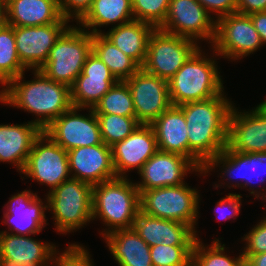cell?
<instances>
[{"mask_svg": "<svg viewBox=\"0 0 266 266\" xmlns=\"http://www.w3.org/2000/svg\"><path fill=\"white\" fill-rule=\"evenodd\" d=\"M225 94L178 106L184 113L189 142V160L199 169L226 146L232 101Z\"/></svg>", "mask_w": 266, "mask_h": 266, "instance_id": "cell-1", "label": "cell"}, {"mask_svg": "<svg viewBox=\"0 0 266 266\" xmlns=\"http://www.w3.org/2000/svg\"><path fill=\"white\" fill-rule=\"evenodd\" d=\"M32 72L33 80H23L22 73L2 88L0 102L35 114L32 122L43 131L73 106L71 92L69 86L51 80L41 70Z\"/></svg>", "mask_w": 266, "mask_h": 266, "instance_id": "cell-2", "label": "cell"}, {"mask_svg": "<svg viewBox=\"0 0 266 266\" xmlns=\"http://www.w3.org/2000/svg\"><path fill=\"white\" fill-rule=\"evenodd\" d=\"M139 211L140 192L127 177L93 185L92 218L108 226L100 232L102 237L114 230L132 228Z\"/></svg>", "mask_w": 266, "mask_h": 266, "instance_id": "cell-3", "label": "cell"}, {"mask_svg": "<svg viewBox=\"0 0 266 266\" xmlns=\"http://www.w3.org/2000/svg\"><path fill=\"white\" fill-rule=\"evenodd\" d=\"M204 54V55H203ZM201 50V46L188 58L184 65L168 80L170 100L173 106L203 101L224 93L217 59Z\"/></svg>", "mask_w": 266, "mask_h": 266, "instance_id": "cell-4", "label": "cell"}, {"mask_svg": "<svg viewBox=\"0 0 266 266\" xmlns=\"http://www.w3.org/2000/svg\"><path fill=\"white\" fill-rule=\"evenodd\" d=\"M45 196L47 208L54 214L55 231L71 233L93 220L92 185L70 178Z\"/></svg>", "mask_w": 266, "mask_h": 266, "instance_id": "cell-5", "label": "cell"}, {"mask_svg": "<svg viewBox=\"0 0 266 266\" xmlns=\"http://www.w3.org/2000/svg\"><path fill=\"white\" fill-rule=\"evenodd\" d=\"M72 26L59 37L39 69L51 80L69 87L82 73L86 58L92 52V34Z\"/></svg>", "mask_w": 266, "mask_h": 266, "instance_id": "cell-6", "label": "cell"}, {"mask_svg": "<svg viewBox=\"0 0 266 266\" xmlns=\"http://www.w3.org/2000/svg\"><path fill=\"white\" fill-rule=\"evenodd\" d=\"M188 184L152 188L140 192V211L153 217L177 221L196 231L199 190Z\"/></svg>", "mask_w": 266, "mask_h": 266, "instance_id": "cell-7", "label": "cell"}, {"mask_svg": "<svg viewBox=\"0 0 266 266\" xmlns=\"http://www.w3.org/2000/svg\"><path fill=\"white\" fill-rule=\"evenodd\" d=\"M197 43L190 38L154 29L148 40L147 56L142 68L168 81L199 48Z\"/></svg>", "mask_w": 266, "mask_h": 266, "instance_id": "cell-8", "label": "cell"}, {"mask_svg": "<svg viewBox=\"0 0 266 266\" xmlns=\"http://www.w3.org/2000/svg\"><path fill=\"white\" fill-rule=\"evenodd\" d=\"M21 174L50 187L49 192L70 179L68 153L45 132L35 139Z\"/></svg>", "mask_w": 266, "mask_h": 266, "instance_id": "cell-9", "label": "cell"}, {"mask_svg": "<svg viewBox=\"0 0 266 266\" xmlns=\"http://www.w3.org/2000/svg\"><path fill=\"white\" fill-rule=\"evenodd\" d=\"M211 46L213 58L215 53L236 61L253 54L263 45L250 16L232 13L216 20V35Z\"/></svg>", "mask_w": 266, "mask_h": 266, "instance_id": "cell-10", "label": "cell"}, {"mask_svg": "<svg viewBox=\"0 0 266 266\" xmlns=\"http://www.w3.org/2000/svg\"><path fill=\"white\" fill-rule=\"evenodd\" d=\"M221 164L222 166H220ZM215 166L222 167V176L224 175L228 178L227 180H229L226 184L228 188L239 187L242 189L249 186L248 191H250L251 195H255L254 197L257 199L262 198V200H266V192L261 193V188L259 190L258 187H255L257 189H255L254 186L252 187V183L254 184L256 178L259 179L262 174H264V177L266 175V152L243 153L232 151L228 146H226L217 156L212 158L204 166V176H206V173L208 174L210 171L214 170ZM238 177L240 178V181L242 180L244 183L238 180L234 181V178L238 179ZM231 180L233 183H230ZM260 181V184L266 183L265 178L260 179Z\"/></svg>", "mask_w": 266, "mask_h": 266, "instance_id": "cell-11", "label": "cell"}, {"mask_svg": "<svg viewBox=\"0 0 266 266\" xmlns=\"http://www.w3.org/2000/svg\"><path fill=\"white\" fill-rule=\"evenodd\" d=\"M84 109H89L87 116L78 113ZM43 132L67 151L103 143L99 121L92 108L72 106L53 120Z\"/></svg>", "mask_w": 266, "mask_h": 266, "instance_id": "cell-12", "label": "cell"}, {"mask_svg": "<svg viewBox=\"0 0 266 266\" xmlns=\"http://www.w3.org/2000/svg\"><path fill=\"white\" fill-rule=\"evenodd\" d=\"M197 0H170L164 23L158 28L166 33L209 40L212 45L216 35V20Z\"/></svg>", "mask_w": 266, "mask_h": 266, "instance_id": "cell-13", "label": "cell"}, {"mask_svg": "<svg viewBox=\"0 0 266 266\" xmlns=\"http://www.w3.org/2000/svg\"><path fill=\"white\" fill-rule=\"evenodd\" d=\"M124 81L130 89L135 116L140 124L151 125L172 106L166 79L154 76L141 67Z\"/></svg>", "mask_w": 266, "mask_h": 266, "instance_id": "cell-14", "label": "cell"}, {"mask_svg": "<svg viewBox=\"0 0 266 266\" xmlns=\"http://www.w3.org/2000/svg\"><path fill=\"white\" fill-rule=\"evenodd\" d=\"M69 22L62 18L57 23L42 26H13L21 63L28 70H39L46 63L56 41L70 27Z\"/></svg>", "mask_w": 266, "mask_h": 266, "instance_id": "cell-15", "label": "cell"}, {"mask_svg": "<svg viewBox=\"0 0 266 266\" xmlns=\"http://www.w3.org/2000/svg\"><path fill=\"white\" fill-rule=\"evenodd\" d=\"M227 146L243 153L266 152V99L246 112H239L232 106Z\"/></svg>", "mask_w": 266, "mask_h": 266, "instance_id": "cell-16", "label": "cell"}, {"mask_svg": "<svg viewBox=\"0 0 266 266\" xmlns=\"http://www.w3.org/2000/svg\"><path fill=\"white\" fill-rule=\"evenodd\" d=\"M192 170V171H191ZM204 173L191 160L182 155L158 150L137 172L141 182L135 183L138 191L185 184L189 172Z\"/></svg>", "mask_w": 266, "mask_h": 266, "instance_id": "cell-17", "label": "cell"}, {"mask_svg": "<svg viewBox=\"0 0 266 266\" xmlns=\"http://www.w3.org/2000/svg\"><path fill=\"white\" fill-rule=\"evenodd\" d=\"M118 80L92 51L86 58L82 73L70 87L74 107L93 108Z\"/></svg>", "mask_w": 266, "mask_h": 266, "instance_id": "cell-18", "label": "cell"}, {"mask_svg": "<svg viewBox=\"0 0 266 266\" xmlns=\"http://www.w3.org/2000/svg\"><path fill=\"white\" fill-rule=\"evenodd\" d=\"M71 178L90 185L117 178L113 167L112 149L104 142L67 151Z\"/></svg>", "mask_w": 266, "mask_h": 266, "instance_id": "cell-19", "label": "cell"}, {"mask_svg": "<svg viewBox=\"0 0 266 266\" xmlns=\"http://www.w3.org/2000/svg\"><path fill=\"white\" fill-rule=\"evenodd\" d=\"M112 149V161L116 177L126 178V172L141 170L143 164L157 151V140L151 125L140 124L123 141L116 142Z\"/></svg>", "mask_w": 266, "mask_h": 266, "instance_id": "cell-20", "label": "cell"}, {"mask_svg": "<svg viewBox=\"0 0 266 266\" xmlns=\"http://www.w3.org/2000/svg\"><path fill=\"white\" fill-rule=\"evenodd\" d=\"M6 206L3 223L8 225L11 234L36 235L48 224L45 215L47 203L44 204L37 193L30 190L18 192L9 198Z\"/></svg>", "mask_w": 266, "mask_h": 266, "instance_id": "cell-21", "label": "cell"}, {"mask_svg": "<svg viewBox=\"0 0 266 266\" xmlns=\"http://www.w3.org/2000/svg\"><path fill=\"white\" fill-rule=\"evenodd\" d=\"M132 229L152 247L165 246H194L198 238L197 231L191 226L177 221L149 216L139 211Z\"/></svg>", "mask_w": 266, "mask_h": 266, "instance_id": "cell-22", "label": "cell"}, {"mask_svg": "<svg viewBox=\"0 0 266 266\" xmlns=\"http://www.w3.org/2000/svg\"><path fill=\"white\" fill-rule=\"evenodd\" d=\"M42 130L32 121L0 124V162L13 164L22 173L35 139Z\"/></svg>", "mask_w": 266, "mask_h": 266, "instance_id": "cell-23", "label": "cell"}, {"mask_svg": "<svg viewBox=\"0 0 266 266\" xmlns=\"http://www.w3.org/2000/svg\"><path fill=\"white\" fill-rule=\"evenodd\" d=\"M57 252L54 244L41 242L30 236L11 234L6 230L0 231L1 258H8L24 265L51 263L52 266Z\"/></svg>", "mask_w": 266, "mask_h": 266, "instance_id": "cell-24", "label": "cell"}, {"mask_svg": "<svg viewBox=\"0 0 266 266\" xmlns=\"http://www.w3.org/2000/svg\"><path fill=\"white\" fill-rule=\"evenodd\" d=\"M158 150L175 153L189 159L187 125L183 111L178 106H171L152 124Z\"/></svg>", "mask_w": 266, "mask_h": 266, "instance_id": "cell-25", "label": "cell"}, {"mask_svg": "<svg viewBox=\"0 0 266 266\" xmlns=\"http://www.w3.org/2000/svg\"><path fill=\"white\" fill-rule=\"evenodd\" d=\"M62 18L59 0H7V21L11 26H42Z\"/></svg>", "mask_w": 266, "mask_h": 266, "instance_id": "cell-26", "label": "cell"}, {"mask_svg": "<svg viewBox=\"0 0 266 266\" xmlns=\"http://www.w3.org/2000/svg\"><path fill=\"white\" fill-rule=\"evenodd\" d=\"M118 266H153L150 246L134 229H118L103 236Z\"/></svg>", "mask_w": 266, "mask_h": 266, "instance_id": "cell-27", "label": "cell"}, {"mask_svg": "<svg viewBox=\"0 0 266 266\" xmlns=\"http://www.w3.org/2000/svg\"><path fill=\"white\" fill-rule=\"evenodd\" d=\"M154 29L149 23L132 20L109 29L103 35L142 67L147 56L148 40Z\"/></svg>", "mask_w": 266, "mask_h": 266, "instance_id": "cell-28", "label": "cell"}, {"mask_svg": "<svg viewBox=\"0 0 266 266\" xmlns=\"http://www.w3.org/2000/svg\"><path fill=\"white\" fill-rule=\"evenodd\" d=\"M132 20H134L132 0H93L90 10L78 22V27L91 34H103L101 26L107 27L117 23L113 26L117 27Z\"/></svg>", "mask_w": 266, "mask_h": 266, "instance_id": "cell-29", "label": "cell"}, {"mask_svg": "<svg viewBox=\"0 0 266 266\" xmlns=\"http://www.w3.org/2000/svg\"><path fill=\"white\" fill-rule=\"evenodd\" d=\"M92 51L107 65L110 72L119 81L130 78L141 68L103 34H92Z\"/></svg>", "mask_w": 266, "mask_h": 266, "instance_id": "cell-30", "label": "cell"}, {"mask_svg": "<svg viewBox=\"0 0 266 266\" xmlns=\"http://www.w3.org/2000/svg\"><path fill=\"white\" fill-rule=\"evenodd\" d=\"M26 70L17 54L14 28L7 24L0 29V84L4 88Z\"/></svg>", "mask_w": 266, "mask_h": 266, "instance_id": "cell-31", "label": "cell"}, {"mask_svg": "<svg viewBox=\"0 0 266 266\" xmlns=\"http://www.w3.org/2000/svg\"><path fill=\"white\" fill-rule=\"evenodd\" d=\"M96 114L136 117L130 89L125 81H117L92 108Z\"/></svg>", "mask_w": 266, "mask_h": 266, "instance_id": "cell-32", "label": "cell"}, {"mask_svg": "<svg viewBox=\"0 0 266 266\" xmlns=\"http://www.w3.org/2000/svg\"><path fill=\"white\" fill-rule=\"evenodd\" d=\"M225 244L222 245L219 238H215L211 245L204 246L197 238L192 250L191 266H242L245 262L243 253L231 258L225 254Z\"/></svg>", "mask_w": 266, "mask_h": 266, "instance_id": "cell-33", "label": "cell"}, {"mask_svg": "<svg viewBox=\"0 0 266 266\" xmlns=\"http://www.w3.org/2000/svg\"><path fill=\"white\" fill-rule=\"evenodd\" d=\"M96 116L100 125L102 141L110 147L116 142L123 141L140 125L136 117L116 114H96Z\"/></svg>", "mask_w": 266, "mask_h": 266, "instance_id": "cell-34", "label": "cell"}, {"mask_svg": "<svg viewBox=\"0 0 266 266\" xmlns=\"http://www.w3.org/2000/svg\"><path fill=\"white\" fill-rule=\"evenodd\" d=\"M194 246H165L150 247L153 266H191Z\"/></svg>", "mask_w": 266, "mask_h": 266, "instance_id": "cell-35", "label": "cell"}, {"mask_svg": "<svg viewBox=\"0 0 266 266\" xmlns=\"http://www.w3.org/2000/svg\"><path fill=\"white\" fill-rule=\"evenodd\" d=\"M170 0H132L134 20L158 29L167 16Z\"/></svg>", "mask_w": 266, "mask_h": 266, "instance_id": "cell-36", "label": "cell"}, {"mask_svg": "<svg viewBox=\"0 0 266 266\" xmlns=\"http://www.w3.org/2000/svg\"><path fill=\"white\" fill-rule=\"evenodd\" d=\"M53 266H94V264L89 251L84 246L72 243L63 253L57 252Z\"/></svg>", "mask_w": 266, "mask_h": 266, "instance_id": "cell-37", "label": "cell"}, {"mask_svg": "<svg viewBox=\"0 0 266 266\" xmlns=\"http://www.w3.org/2000/svg\"><path fill=\"white\" fill-rule=\"evenodd\" d=\"M256 226H254L246 235L243 236L245 241L243 255H258L266 253V216L263 217Z\"/></svg>", "mask_w": 266, "mask_h": 266, "instance_id": "cell-38", "label": "cell"}, {"mask_svg": "<svg viewBox=\"0 0 266 266\" xmlns=\"http://www.w3.org/2000/svg\"><path fill=\"white\" fill-rule=\"evenodd\" d=\"M93 0H59L60 11L63 18L70 21L74 18L78 22L90 10Z\"/></svg>", "mask_w": 266, "mask_h": 266, "instance_id": "cell-39", "label": "cell"}, {"mask_svg": "<svg viewBox=\"0 0 266 266\" xmlns=\"http://www.w3.org/2000/svg\"><path fill=\"white\" fill-rule=\"evenodd\" d=\"M241 198H242L241 194H236V193H229L228 195H226V197H222V199L220 198V200L217 202L215 206L216 210L214 209V212L216 214L220 213V215L217 214L216 217L222 221L228 220L230 218L236 219V216L239 215L240 213V208L242 205Z\"/></svg>", "mask_w": 266, "mask_h": 266, "instance_id": "cell-40", "label": "cell"}, {"mask_svg": "<svg viewBox=\"0 0 266 266\" xmlns=\"http://www.w3.org/2000/svg\"><path fill=\"white\" fill-rule=\"evenodd\" d=\"M211 15L215 14L216 20L219 18L237 13V0H197Z\"/></svg>", "mask_w": 266, "mask_h": 266, "instance_id": "cell-41", "label": "cell"}, {"mask_svg": "<svg viewBox=\"0 0 266 266\" xmlns=\"http://www.w3.org/2000/svg\"><path fill=\"white\" fill-rule=\"evenodd\" d=\"M266 11V0H237V13L250 15Z\"/></svg>", "mask_w": 266, "mask_h": 266, "instance_id": "cell-42", "label": "cell"}, {"mask_svg": "<svg viewBox=\"0 0 266 266\" xmlns=\"http://www.w3.org/2000/svg\"><path fill=\"white\" fill-rule=\"evenodd\" d=\"M254 28L260 35L262 45L266 44V11L255 12L249 15Z\"/></svg>", "mask_w": 266, "mask_h": 266, "instance_id": "cell-43", "label": "cell"}, {"mask_svg": "<svg viewBox=\"0 0 266 266\" xmlns=\"http://www.w3.org/2000/svg\"><path fill=\"white\" fill-rule=\"evenodd\" d=\"M249 266H266V253L258 255H243Z\"/></svg>", "mask_w": 266, "mask_h": 266, "instance_id": "cell-44", "label": "cell"}, {"mask_svg": "<svg viewBox=\"0 0 266 266\" xmlns=\"http://www.w3.org/2000/svg\"><path fill=\"white\" fill-rule=\"evenodd\" d=\"M7 24V0H0V29Z\"/></svg>", "mask_w": 266, "mask_h": 266, "instance_id": "cell-45", "label": "cell"}, {"mask_svg": "<svg viewBox=\"0 0 266 266\" xmlns=\"http://www.w3.org/2000/svg\"><path fill=\"white\" fill-rule=\"evenodd\" d=\"M0 266H50L48 264H21L16 263L14 260L8 259V258H1L0 259Z\"/></svg>", "mask_w": 266, "mask_h": 266, "instance_id": "cell-46", "label": "cell"}, {"mask_svg": "<svg viewBox=\"0 0 266 266\" xmlns=\"http://www.w3.org/2000/svg\"><path fill=\"white\" fill-rule=\"evenodd\" d=\"M242 266H249V265L246 262H244Z\"/></svg>", "mask_w": 266, "mask_h": 266, "instance_id": "cell-47", "label": "cell"}]
</instances>
